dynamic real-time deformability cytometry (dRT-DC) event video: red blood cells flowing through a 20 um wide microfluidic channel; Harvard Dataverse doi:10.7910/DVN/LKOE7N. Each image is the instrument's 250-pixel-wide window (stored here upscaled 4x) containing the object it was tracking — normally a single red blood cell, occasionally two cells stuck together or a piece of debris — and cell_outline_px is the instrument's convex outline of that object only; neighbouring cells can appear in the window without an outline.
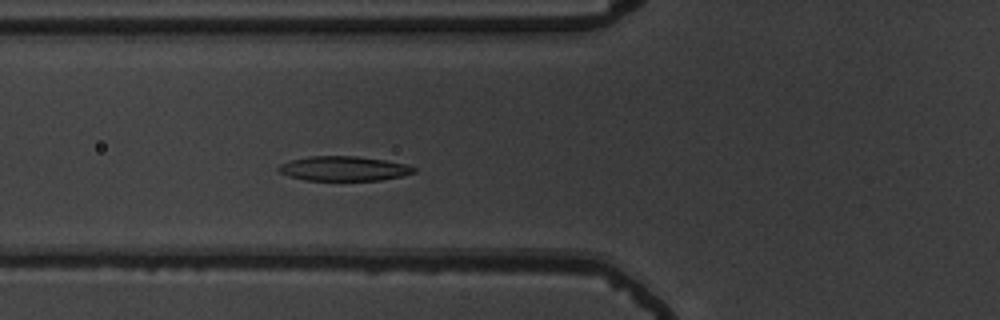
{"species": "common noctule bat (a hibernating species)", "species_latin": "Nyctalus noctula", "temperature_condition": "warm", "stored_images_in_passage": 40, "camera_frame_rate_fps": 3000, "um_per_image_px": 0.085, "animal": {"sex": "male", "body_mass_g": 19.5, "forearm_length_mm": 54.6}, "frame": {"image": 1, "passage_image": 5, "time_ms": 1.333, "image_size_px": [1000, 320], "cell_outline_px": [[416, 172], [400, 176], [380, 180], [304, 180], [288, 176], [280, 172], [276, 168], [280, 164], [292, 160], [308, 156], [356, 156], [384, 160], [408, 164], [416, 168]], "centroid_in_image_um": [29.21, 14.32], "position_along_channel_um": 96.6, "area_um2": 19.36}}
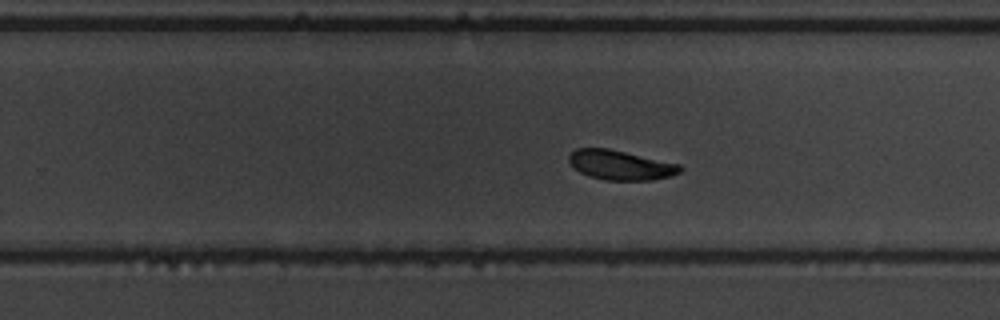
{"frame": {"image": 2, "passage_image": 20, "time_ms": 6.333, "image_size_px": [1000, 320], "cell_outline_px": [[684, 168], [680, 172], [672, 176], [652, 180], [604, 180], [588, 176], [572, 168], [568, 160], [568, 156], [576, 148], [608, 148], [680, 164]], "centroid_in_image_um": [52.73, 14.03], "position_along_channel_um": 277.1, "area_um2": 19.36}}
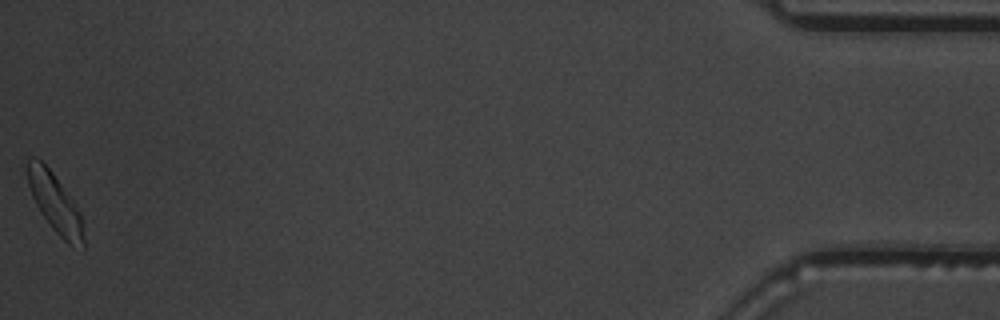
{"frame": {"image": 3, "passage_image": 40, "time_ms": 13.0, "image_size_px": [1000, 320], "cell_outline_px": [[84, 252], [72, 248], [52, 228], [40, 212], [32, 196], [28, 184], [24, 168], [28, 160], [32, 156], [36, 156], [52, 172], [72, 200], [80, 212], [84, 236]], "centroid_in_image_um": [4.67, 17.29], "position_along_channel_um": 430.5, "area_um2": 19.48}, "authors_computed_cell_mechanics": {"area_um2": 19.5653, "velocity_mm_per_s": 3.6118, "shape_relaxation_time_tau1_ms": 2.6503, "shape_relaxation_time_tau2_ms": 2.3336, "deformation_change_tau1": 0.1142, "deformation_change_tau2": 0.0406}}